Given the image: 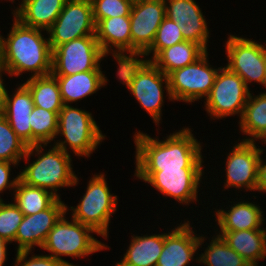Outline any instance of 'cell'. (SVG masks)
<instances>
[{
    "label": "cell",
    "mask_w": 266,
    "mask_h": 266,
    "mask_svg": "<svg viewBox=\"0 0 266 266\" xmlns=\"http://www.w3.org/2000/svg\"><path fill=\"white\" fill-rule=\"evenodd\" d=\"M219 236L251 266L266 259V229L219 231Z\"/></svg>",
    "instance_id": "cell-23"
},
{
    "label": "cell",
    "mask_w": 266,
    "mask_h": 266,
    "mask_svg": "<svg viewBox=\"0 0 266 266\" xmlns=\"http://www.w3.org/2000/svg\"><path fill=\"white\" fill-rule=\"evenodd\" d=\"M32 129V146L36 144H51L55 141L58 130V114L41 107L34 106L30 114Z\"/></svg>",
    "instance_id": "cell-31"
},
{
    "label": "cell",
    "mask_w": 266,
    "mask_h": 266,
    "mask_svg": "<svg viewBox=\"0 0 266 266\" xmlns=\"http://www.w3.org/2000/svg\"><path fill=\"white\" fill-rule=\"evenodd\" d=\"M23 84L29 89L34 106L59 114L64 104L54 75L28 77Z\"/></svg>",
    "instance_id": "cell-28"
},
{
    "label": "cell",
    "mask_w": 266,
    "mask_h": 266,
    "mask_svg": "<svg viewBox=\"0 0 266 266\" xmlns=\"http://www.w3.org/2000/svg\"><path fill=\"white\" fill-rule=\"evenodd\" d=\"M57 136L65 140H56L53 145L66 153L70 149L78 157H90L106 138L91 112L70 104H64L58 114Z\"/></svg>",
    "instance_id": "cell-5"
},
{
    "label": "cell",
    "mask_w": 266,
    "mask_h": 266,
    "mask_svg": "<svg viewBox=\"0 0 266 266\" xmlns=\"http://www.w3.org/2000/svg\"><path fill=\"white\" fill-rule=\"evenodd\" d=\"M94 21L111 17L130 16L132 0H91Z\"/></svg>",
    "instance_id": "cell-35"
},
{
    "label": "cell",
    "mask_w": 266,
    "mask_h": 266,
    "mask_svg": "<svg viewBox=\"0 0 266 266\" xmlns=\"http://www.w3.org/2000/svg\"><path fill=\"white\" fill-rule=\"evenodd\" d=\"M224 46L228 60L225 66L238 74L248 88L252 82L262 85L266 70V44L229 34Z\"/></svg>",
    "instance_id": "cell-12"
},
{
    "label": "cell",
    "mask_w": 266,
    "mask_h": 266,
    "mask_svg": "<svg viewBox=\"0 0 266 266\" xmlns=\"http://www.w3.org/2000/svg\"><path fill=\"white\" fill-rule=\"evenodd\" d=\"M105 175L94 174L89 179L87 189L79 203L75 207L66 206V211L72 210L71 218L90 226L99 236L108 240L109 223L117 211L118 197L111 193Z\"/></svg>",
    "instance_id": "cell-7"
},
{
    "label": "cell",
    "mask_w": 266,
    "mask_h": 266,
    "mask_svg": "<svg viewBox=\"0 0 266 266\" xmlns=\"http://www.w3.org/2000/svg\"><path fill=\"white\" fill-rule=\"evenodd\" d=\"M216 235L210 239V243L205 247L204 253L196 256V262L205 266H251L242 256L233 250L214 231Z\"/></svg>",
    "instance_id": "cell-30"
},
{
    "label": "cell",
    "mask_w": 266,
    "mask_h": 266,
    "mask_svg": "<svg viewBox=\"0 0 266 266\" xmlns=\"http://www.w3.org/2000/svg\"><path fill=\"white\" fill-rule=\"evenodd\" d=\"M265 149L257 148L256 142L240 141L233 145L227 154L224 189L235 188L246 191H257L259 182V166ZM256 190V191H255Z\"/></svg>",
    "instance_id": "cell-14"
},
{
    "label": "cell",
    "mask_w": 266,
    "mask_h": 266,
    "mask_svg": "<svg viewBox=\"0 0 266 266\" xmlns=\"http://www.w3.org/2000/svg\"><path fill=\"white\" fill-rule=\"evenodd\" d=\"M116 62H118L117 79L126 85L128 91L158 126L162 121L164 90L169 101H174L170 93L168 76L152 62L143 58L119 59Z\"/></svg>",
    "instance_id": "cell-3"
},
{
    "label": "cell",
    "mask_w": 266,
    "mask_h": 266,
    "mask_svg": "<svg viewBox=\"0 0 266 266\" xmlns=\"http://www.w3.org/2000/svg\"><path fill=\"white\" fill-rule=\"evenodd\" d=\"M130 27V16L106 18L96 24L95 36L106 56L112 54L115 60L131 59Z\"/></svg>",
    "instance_id": "cell-19"
},
{
    "label": "cell",
    "mask_w": 266,
    "mask_h": 266,
    "mask_svg": "<svg viewBox=\"0 0 266 266\" xmlns=\"http://www.w3.org/2000/svg\"><path fill=\"white\" fill-rule=\"evenodd\" d=\"M257 191L261 193L262 192L266 193V159L264 160L263 157L260 160L259 182H258Z\"/></svg>",
    "instance_id": "cell-38"
},
{
    "label": "cell",
    "mask_w": 266,
    "mask_h": 266,
    "mask_svg": "<svg viewBox=\"0 0 266 266\" xmlns=\"http://www.w3.org/2000/svg\"><path fill=\"white\" fill-rule=\"evenodd\" d=\"M249 89L238 74L222 66L204 101V109L213 120L235 115L241 118L251 92Z\"/></svg>",
    "instance_id": "cell-8"
},
{
    "label": "cell",
    "mask_w": 266,
    "mask_h": 266,
    "mask_svg": "<svg viewBox=\"0 0 266 266\" xmlns=\"http://www.w3.org/2000/svg\"><path fill=\"white\" fill-rule=\"evenodd\" d=\"M19 166V163H11L8 161H0V194H2L7 189L13 190L16 188L17 182L19 181V173L11 178V168L12 166L15 168L16 166ZM12 179V180H11ZM0 200H3L0 196Z\"/></svg>",
    "instance_id": "cell-37"
},
{
    "label": "cell",
    "mask_w": 266,
    "mask_h": 266,
    "mask_svg": "<svg viewBox=\"0 0 266 266\" xmlns=\"http://www.w3.org/2000/svg\"><path fill=\"white\" fill-rule=\"evenodd\" d=\"M166 17L177 23L185 41L208 49L210 30L200 6L195 0H164Z\"/></svg>",
    "instance_id": "cell-18"
},
{
    "label": "cell",
    "mask_w": 266,
    "mask_h": 266,
    "mask_svg": "<svg viewBox=\"0 0 266 266\" xmlns=\"http://www.w3.org/2000/svg\"><path fill=\"white\" fill-rule=\"evenodd\" d=\"M238 121L239 129L245 137L241 141L256 142L261 140L262 145L266 143V93L260 92L253 95L250 92L244 107L242 117Z\"/></svg>",
    "instance_id": "cell-25"
},
{
    "label": "cell",
    "mask_w": 266,
    "mask_h": 266,
    "mask_svg": "<svg viewBox=\"0 0 266 266\" xmlns=\"http://www.w3.org/2000/svg\"><path fill=\"white\" fill-rule=\"evenodd\" d=\"M91 0H67L53 25L46 31L51 49L84 36H95Z\"/></svg>",
    "instance_id": "cell-13"
},
{
    "label": "cell",
    "mask_w": 266,
    "mask_h": 266,
    "mask_svg": "<svg viewBox=\"0 0 266 266\" xmlns=\"http://www.w3.org/2000/svg\"><path fill=\"white\" fill-rule=\"evenodd\" d=\"M0 200V237L7 243H12L24 214L15 205V203H4Z\"/></svg>",
    "instance_id": "cell-34"
},
{
    "label": "cell",
    "mask_w": 266,
    "mask_h": 266,
    "mask_svg": "<svg viewBox=\"0 0 266 266\" xmlns=\"http://www.w3.org/2000/svg\"><path fill=\"white\" fill-rule=\"evenodd\" d=\"M139 1H146V0H132L133 3L139 2Z\"/></svg>",
    "instance_id": "cell-43"
},
{
    "label": "cell",
    "mask_w": 266,
    "mask_h": 266,
    "mask_svg": "<svg viewBox=\"0 0 266 266\" xmlns=\"http://www.w3.org/2000/svg\"><path fill=\"white\" fill-rule=\"evenodd\" d=\"M233 205H229L226 209L223 207L215 209L213 214L217 222L215 226L217 232L220 231H240V230H253V229H266L262 225L265 222V217L261 206L256 205L255 202L241 200L234 202ZM216 215V216H215Z\"/></svg>",
    "instance_id": "cell-21"
},
{
    "label": "cell",
    "mask_w": 266,
    "mask_h": 266,
    "mask_svg": "<svg viewBox=\"0 0 266 266\" xmlns=\"http://www.w3.org/2000/svg\"><path fill=\"white\" fill-rule=\"evenodd\" d=\"M262 86H264L266 88V70H265V73H264V79H263V84ZM266 93V92H265Z\"/></svg>",
    "instance_id": "cell-42"
},
{
    "label": "cell",
    "mask_w": 266,
    "mask_h": 266,
    "mask_svg": "<svg viewBox=\"0 0 266 266\" xmlns=\"http://www.w3.org/2000/svg\"><path fill=\"white\" fill-rule=\"evenodd\" d=\"M27 148L28 146L0 113V161L19 163L24 158Z\"/></svg>",
    "instance_id": "cell-32"
},
{
    "label": "cell",
    "mask_w": 266,
    "mask_h": 266,
    "mask_svg": "<svg viewBox=\"0 0 266 266\" xmlns=\"http://www.w3.org/2000/svg\"><path fill=\"white\" fill-rule=\"evenodd\" d=\"M32 251H19L16 252L15 263L13 266H69L65 261L55 259L54 257L46 254L31 255ZM29 258V259H27Z\"/></svg>",
    "instance_id": "cell-36"
},
{
    "label": "cell",
    "mask_w": 266,
    "mask_h": 266,
    "mask_svg": "<svg viewBox=\"0 0 266 266\" xmlns=\"http://www.w3.org/2000/svg\"><path fill=\"white\" fill-rule=\"evenodd\" d=\"M138 180L150 184L165 197L174 198L181 205L196 203L203 168H180L161 171H134Z\"/></svg>",
    "instance_id": "cell-10"
},
{
    "label": "cell",
    "mask_w": 266,
    "mask_h": 266,
    "mask_svg": "<svg viewBox=\"0 0 266 266\" xmlns=\"http://www.w3.org/2000/svg\"><path fill=\"white\" fill-rule=\"evenodd\" d=\"M15 205L24 215H33L47 209L57 197L50 191L28 185L20 179L13 194Z\"/></svg>",
    "instance_id": "cell-29"
},
{
    "label": "cell",
    "mask_w": 266,
    "mask_h": 266,
    "mask_svg": "<svg viewBox=\"0 0 266 266\" xmlns=\"http://www.w3.org/2000/svg\"><path fill=\"white\" fill-rule=\"evenodd\" d=\"M9 74V72L4 68V66L0 62V111L3 109L5 105L6 95L8 90L5 88V83L3 79V74Z\"/></svg>",
    "instance_id": "cell-39"
},
{
    "label": "cell",
    "mask_w": 266,
    "mask_h": 266,
    "mask_svg": "<svg viewBox=\"0 0 266 266\" xmlns=\"http://www.w3.org/2000/svg\"><path fill=\"white\" fill-rule=\"evenodd\" d=\"M166 17L164 0L135 2L130 12L131 59L140 58L152 45L156 32Z\"/></svg>",
    "instance_id": "cell-15"
},
{
    "label": "cell",
    "mask_w": 266,
    "mask_h": 266,
    "mask_svg": "<svg viewBox=\"0 0 266 266\" xmlns=\"http://www.w3.org/2000/svg\"><path fill=\"white\" fill-rule=\"evenodd\" d=\"M92 233L99 235L90 226L73 218L68 221L65 213L49 232L41 249L49 252L55 259L65 261L69 266H78L67 262L62 256L78 259L110 248L94 238Z\"/></svg>",
    "instance_id": "cell-6"
},
{
    "label": "cell",
    "mask_w": 266,
    "mask_h": 266,
    "mask_svg": "<svg viewBox=\"0 0 266 266\" xmlns=\"http://www.w3.org/2000/svg\"><path fill=\"white\" fill-rule=\"evenodd\" d=\"M206 51L194 63L177 69L168 75L170 93L174 101L190 103L210 94L219 69L209 63Z\"/></svg>",
    "instance_id": "cell-9"
},
{
    "label": "cell",
    "mask_w": 266,
    "mask_h": 266,
    "mask_svg": "<svg viewBox=\"0 0 266 266\" xmlns=\"http://www.w3.org/2000/svg\"><path fill=\"white\" fill-rule=\"evenodd\" d=\"M67 0H25L14 16L23 25L48 30L63 10Z\"/></svg>",
    "instance_id": "cell-26"
},
{
    "label": "cell",
    "mask_w": 266,
    "mask_h": 266,
    "mask_svg": "<svg viewBox=\"0 0 266 266\" xmlns=\"http://www.w3.org/2000/svg\"><path fill=\"white\" fill-rule=\"evenodd\" d=\"M57 79L63 104L71 105L93 95L107 85L103 71H84L74 75H54Z\"/></svg>",
    "instance_id": "cell-22"
},
{
    "label": "cell",
    "mask_w": 266,
    "mask_h": 266,
    "mask_svg": "<svg viewBox=\"0 0 266 266\" xmlns=\"http://www.w3.org/2000/svg\"><path fill=\"white\" fill-rule=\"evenodd\" d=\"M193 228L187 220L178 224L170 232H164V246L157 266H187L190 262H195L194 256L199 254L196 253L197 250L202 248V244L207 239L204 235L196 234L197 231Z\"/></svg>",
    "instance_id": "cell-17"
},
{
    "label": "cell",
    "mask_w": 266,
    "mask_h": 266,
    "mask_svg": "<svg viewBox=\"0 0 266 266\" xmlns=\"http://www.w3.org/2000/svg\"><path fill=\"white\" fill-rule=\"evenodd\" d=\"M65 202L57 198L47 209L33 215H24L14 242L18 243L16 252L32 251L34 247L42 248L49 232L60 218L68 212Z\"/></svg>",
    "instance_id": "cell-16"
},
{
    "label": "cell",
    "mask_w": 266,
    "mask_h": 266,
    "mask_svg": "<svg viewBox=\"0 0 266 266\" xmlns=\"http://www.w3.org/2000/svg\"><path fill=\"white\" fill-rule=\"evenodd\" d=\"M8 1H10L11 3H15V0H8ZM21 1L22 2L20 4H18L19 6H17V8L15 7V10L13 9V11H12L13 17L23 8L25 0H21Z\"/></svg>",
    "instance_id": "cell-41"
},
{
    "label": "cell",
    "mask_w": 266,
    "mask_h": 266,
    "mask_svg": "<svg viewBox=\"0 0 266 266\" xmlns=\"http://www.w3.org/2000/svg\"><path fill=\"white\" fill-rule=\"evenodd\" d=\"M7 243L0 237V266H4V263L7 261Z\"/></svg>",
    "instance_id": "cell-40"
},
{
    "label": "cell",
    "mask_w": 266,
    "mask_h": 266,
    "mask_svg": "<svg viewBox=\"0 0 266 266\" xmlns=\"http://www.w3.org/2000/svg\"><path fill=\"white\" fill-rule=\"evenodd\" d=\"M48 144H36L27 148L24 156V169L19 172V179L31 186L39 187L50 191L57 198H61L57 193L60 188L72 187L79 184V179L73 171L72 157L70 153L64 152L62 149ZM45 151V152H44ZM37 156L30 162L31 156ZM30 162V164L28 163Z\"/></svg>",
    "instance_id": "cell-4"
},
{
    "label": "cell",
    "mask_w": 266,
    "mask_h": 266,
    "mask_svg": "<svg viewBox=\"0 0 266 266\" xmlns=\"http://www.w3.org/2000/svg\"><path fill=\"white\" fill-rule=\"evenodd\" d=\"M11 30L4 38L0 34V62L9 76H22L31 72L30 77L46 76L52 70V49L49 38L39 28L23 25L14 17Z\"/></svg>",
    "instance_id": "cell-2"
},
{
    "label": "cell",
    "mask_w": 266,
    "mask_h": 266,
    "mask_svg": "<svg viewBox=\"0 0 266 266\" xmlns=\"http://www.w3.org/2000/svg\"><path fill=\"white\" fill-rule=\"evenodd\" d=\"M16 89L12 95L7 92L5 105L0 113L17 136L29 147L32 146L30 114L34 103L29 89L23 83H20Z\"/></svg>",
    "instance_id": "cell-20"
},
{
    "label": "cell",
    "mask_w": 266,
    "mask_h": 266,
    "mask_svg": "<svg viewBox=\"0 0 266 266\" xmlns=\"http://www.w3.org/2000/svg\"><path fill=\"white\" fill-rule=\"evenodd\" d=\"M107 57L96 36H84L52 50V75H74L84 71H102L101 61Z\"/></svg>",
    "instance_id": "cell-11"
},
{
    "label": "cell",
    "mask_w": 266,
    "mask_h": 266,
    "mask_svg": "<svg viewBox=\"0 0 266 266\" xmlns=\"http://www.w3.org/2000/svg\"><path fill=\"white\" fill-rule=\"evenodd\" d=\"M183 41L185 40L182 36L180 27L176 22L165 17L156 32L152 45L141 55V59L144 56L146 58L148 56L147 59L145 58L143 60L151 62L163 49ZM149 55L151 56L149 57Z\"/></svg>",
    "instance_id": "cell-33"
},
{
    "label": "cell",
    "mask_w": 266,
    "mask_h": 266,
    "mask_svg": "<svg viewBox=\"0 0 266 266\" xmlns=\"http://www.w3.org/2000/svg\"><path fill=\"white\" fill-rule=\"evenodd\" d=\"M122 260L115 266H157L164 246V233L132 235Z\"/></svg>",
    "instance_id": "cell-24"
},
{
    "label": "cell",
    "mask_w": 266,
    "mask_h": 266,
    "mask_svg": "<svg viewBox=\"0 0 266 266\" xmlns=\"http://www.w3.org/2000/svg\"><path fill=\"white\" fill-rule=\"evenodd\" d=\"M205 52L199 44L183 41L163 49L151 62L168 76L171 72L194 63Z\"/></svg>",
    "instance_id": "cell-27"
},
{
    "label": "cell",
    "mask_w": 266,
    "mask_h": 266,
    "mask_svg": "<svg viewBox=\"0 0 266 266\" xmlns=\"http://www.w3.org/2000/svg\"><path fill=\"white\" fill-rule=\"evenodd\" d=\"M181 129L170 133L164 140L136 131L133 136L135 171L203 168L202 143L195 138L191 128Z\"/></svg>",
    "instance_id": "cell-1"
}]
</instances>
